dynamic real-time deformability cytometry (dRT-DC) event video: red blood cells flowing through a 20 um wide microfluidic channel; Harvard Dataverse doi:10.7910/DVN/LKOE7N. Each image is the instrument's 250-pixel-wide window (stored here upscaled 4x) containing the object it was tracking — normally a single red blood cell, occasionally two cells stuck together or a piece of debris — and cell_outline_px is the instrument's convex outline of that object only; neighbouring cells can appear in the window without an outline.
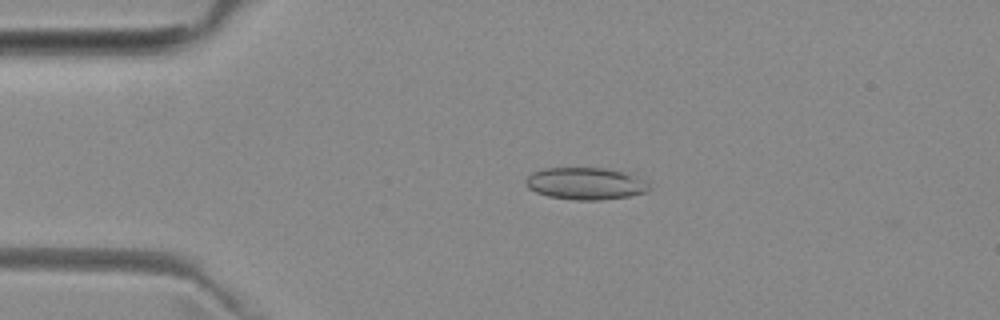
{"species": "common noctule bat (a hibernating species)", "species_latin": "Nyctalus noctula", "temperature_condition": "room temperature", "stored_images_in_passage": 3, "camera_frame_rate_fps": 3000, "um_per_image_px": 0.085, "animal": {"sex": "female", "body_mass_g": 29.2, "forearm_length_mm": 56.3}, "frame": {"image": 1, "passage_image": 2, "time_ms": 2.0, "image_size_px": [1000, 320], "cell_outline_px": [[652, 188], [648, 192], [628, 196], [600, 200], [576, 200], [548, 196], [536, 192], [528, 188], [524, 180], [532, 172], [544, 168], [604, 168], [624, 172], [644, 180]], "centroid_in_image_um": [49.76, 15.6], "position_along_channel_um": 35.2, "area_um2": 23.06}}